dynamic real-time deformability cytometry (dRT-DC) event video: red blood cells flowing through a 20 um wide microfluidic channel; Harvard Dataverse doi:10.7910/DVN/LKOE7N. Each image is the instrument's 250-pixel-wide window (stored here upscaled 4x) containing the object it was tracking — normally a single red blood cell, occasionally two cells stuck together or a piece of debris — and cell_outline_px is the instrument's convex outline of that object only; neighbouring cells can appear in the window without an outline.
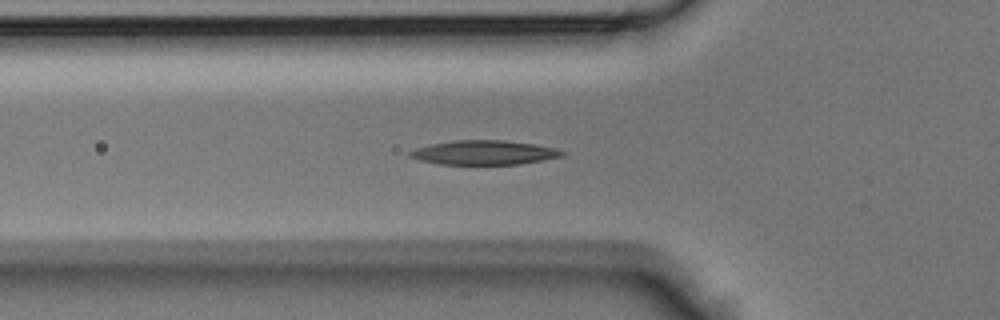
{"species": "Egyptian fruit bat (a non-hibernating species)", "species_latin": "Rousettus aegyptiacus", "temperature_condition": "room temperature", "stored_images_in_passage": 31, "camera_frame_rate_fps": 3000, "um_per_image_px": 0.085, "animal": {"sex": "male"}, "frame": {"image": 1, "passage_image": 2, "time_ms": 0.333, "image_size_px": [1000, 320], "cell_outline_px": [[564, 156], [516, 164], [440, 164], [420, 160], [408, 156], [408, 152], [416, 148], [432, 144], [452, 140], [504, 140], [532, 144], [556, 148], [564, 152]], "centroid_in_image_um": [41.11, 12.96], "position_along_channel_um": 84.7, "area_um2": 21.27}}
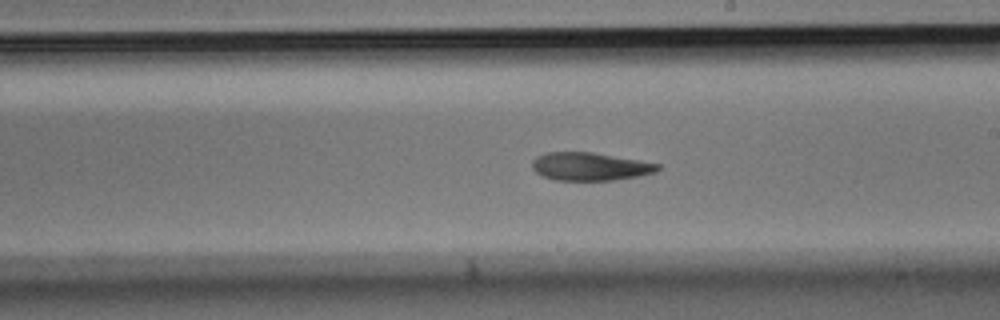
{"frame": {"image": 2, "passage_image": 12, "time_ms": 3.667, "image_size_px": [1000, 320], "cell_outline_px": [[660, 168], [656, 172], [636, 176], [612, 180], [556, 180], [544, 176], [536, 172], [532, 168], [532, 160], [536, 156], [548, 152], [592, 152], [640, 160], [660, 164]], "centroid_in_image_um": [50.14, 14.14], "position_along_channel_um": 238.9, "area_um2": 20.4}}
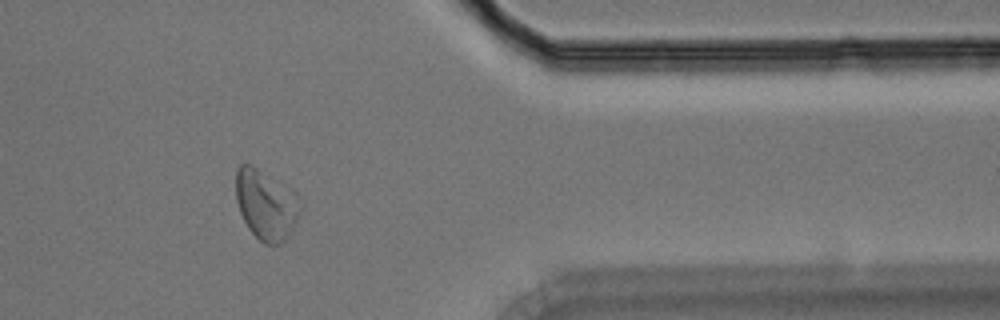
{"frame": {"image": 3, "passage_image": 23, "time_ms": 7.333, "image_size_px": [1000, 320], "cell_outline_px": [[300, 212], [288, 236], [280, 244], [272, 248], [264, 244], [248, 228], [240, 212], [236, 200], [236, 168], [240, 164], [252, 164], [300, 208]], "centroid_in_image_um": [22.46, 17.53], "position_along_channel_um": 388.9, "area_um2": 24.16}}